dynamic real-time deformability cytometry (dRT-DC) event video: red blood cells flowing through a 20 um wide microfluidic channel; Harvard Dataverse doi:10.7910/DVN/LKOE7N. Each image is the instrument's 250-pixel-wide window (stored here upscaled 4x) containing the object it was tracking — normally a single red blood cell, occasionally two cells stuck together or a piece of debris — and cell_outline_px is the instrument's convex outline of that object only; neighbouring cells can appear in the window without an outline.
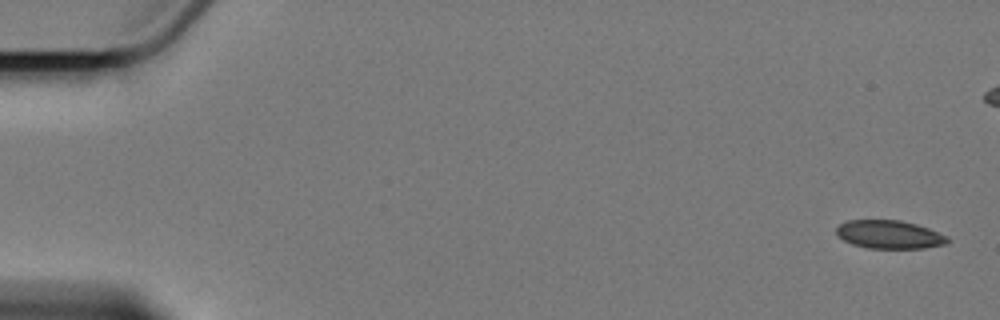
{"species": "Egyptian fruit bat (a non-hibernating species)", "species_latin": "Rousettus aegyptiacus", "temperature_condition": "cold", "stored_images_in_passage": 6, "camera_frame_rate_fps": 3000, "um_per_image_px": 0.085, "animal": {"sex": "female"}, "frame": {"image": 1, "passage_image": 1, "time_ms": 0.0, "image_size_px": [1000, 320], "cell_outline_px": [[952, 240], [948, 244], [924, 248], [868, 248], [852, 244], [836, 236], [836, 228], [844, 220], [900, 220], [916, 224], [928, 228], [948, 236]], "centroid_in_image_um": [75.61, 19.93], "position_along_channel_um": 9.4, "area_um2": 18.55}}